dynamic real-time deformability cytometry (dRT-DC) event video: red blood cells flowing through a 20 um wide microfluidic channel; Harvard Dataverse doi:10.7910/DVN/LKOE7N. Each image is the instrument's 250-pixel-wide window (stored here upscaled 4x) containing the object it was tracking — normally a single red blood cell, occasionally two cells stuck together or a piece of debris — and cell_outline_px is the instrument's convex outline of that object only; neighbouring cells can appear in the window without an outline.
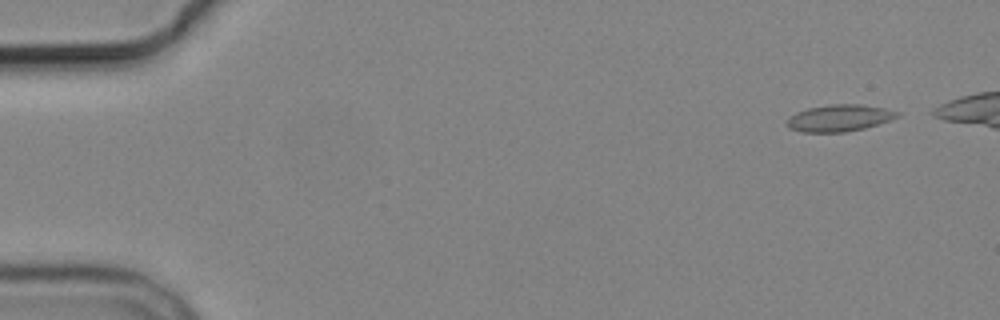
{"species": "common noctule bat (a hibernating species)", "species_latin": "Nyctalus noctula", "temperature_condition": "cold", "stored_images_in_passage": 9, "segment_of_instrument_passage": [1, 2], "camera_frame_rate_fps": 3000, "um_per_image_px": 0.085, "animal": {"sex": "male", "body_mass_g": 19.2, "forearm_length_mm": 51.8}, "frame": {"image": 1, "passage_image": 2, "time_ms": 1.0, "image_size_px": [1000, 320], "cell_outline_px": [[900, 116], [864, 128], [844, 132], [800, 132], [788, 128], [784, 124], [788, 116], [796, 112], [808, 108], [828, 104], [860, 104], [884, 108], [900, 112]], "centroid_in_image_um": [71.26, 10.03], "position_along_channel_um": 13.7, "area_um2": 17.34}}
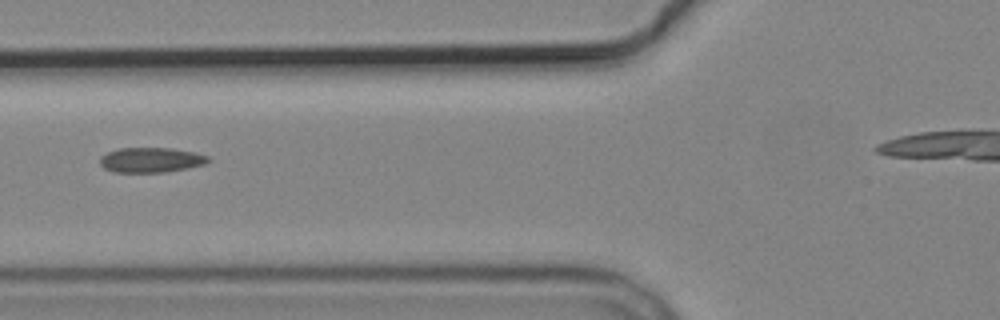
{"frame": {"image": 2, "passage_image": 7, "time_ms": 7.0, "image_size_px": [1000, 320], "cell_outline_px": [[212, 160], [204, 164], [188, 168], [164, 172], [112, 172], [104, 168], [100, 164], [100, 156], [108, 152], [120, 148], [172, 148], [192, 152], [208, 156]], "centroid_in_image_um": [12.82, 13.6], "position_along_channel_um": 113.0, "area_um2": 15.72}}
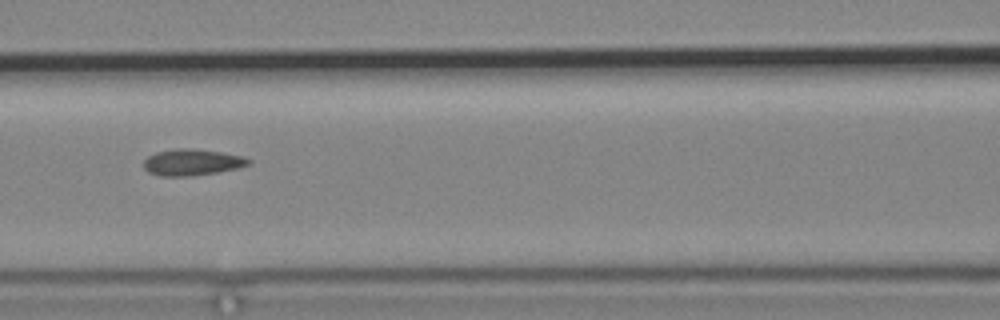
{"frame": {"image": 3, "passage_image": 8, "time_ms": 8.0, "image_size_px": [1000, 320], "cell_outline_px": [[252, 160], [248, 164], [236, 168], [216, 172], [188, 176], [160, 176], [148, 172], [144, 168], [144, 160], [148, 156], [156, 152], [172, 148], [192, 148], [220, 152], [244, 156]], "centroid_in_image_um": [16.29, 13.78], "position_along_channel_um": 150.3, "area_um2": 16.07}}